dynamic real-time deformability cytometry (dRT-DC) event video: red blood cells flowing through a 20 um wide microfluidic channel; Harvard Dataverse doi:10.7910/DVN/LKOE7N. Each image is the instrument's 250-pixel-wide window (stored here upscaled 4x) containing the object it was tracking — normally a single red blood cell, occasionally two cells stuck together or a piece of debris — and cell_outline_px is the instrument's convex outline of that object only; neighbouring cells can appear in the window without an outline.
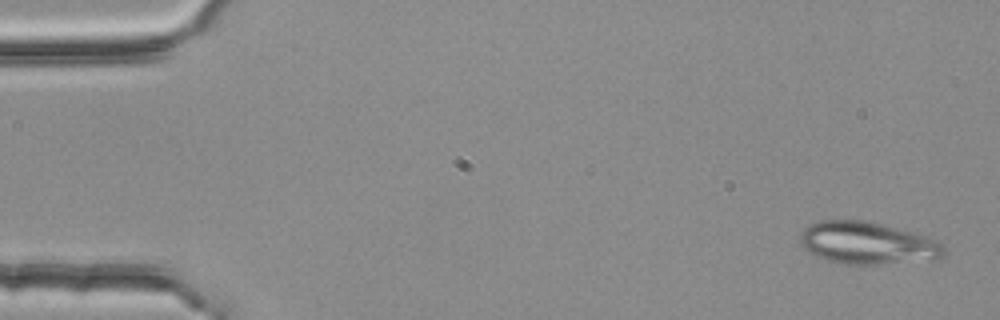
{"species": "common noctule bat (a hibernating species)", "species_latin": "Nyctalus noctula", "temperature_condition": "room temperature", "stored_images_in_passage": 4, "camera_frame_rate_fps": 3000, "um_per_image_px": 0.085, "animal": {"sex": "female", "body_mass_g": 25.1}, "frame": {"image": 1, "passage_image": 1, "time_ms": 0.0, "image_size_px": [1000, 320], "cell_outline_px": [[944, 256], [940, 260], [876, 264], [848, 264], [824, 260], [808, 252], [800, 244], [800, 232], [804, 228], [816, 220], [864, 220], [884, 224], [916, 232], [936, 240], [944, 248]], "centroid_in_image_um": [73.74, 20.66], "position_along_channel_um": 11.3, "area_um2": 36.01}}